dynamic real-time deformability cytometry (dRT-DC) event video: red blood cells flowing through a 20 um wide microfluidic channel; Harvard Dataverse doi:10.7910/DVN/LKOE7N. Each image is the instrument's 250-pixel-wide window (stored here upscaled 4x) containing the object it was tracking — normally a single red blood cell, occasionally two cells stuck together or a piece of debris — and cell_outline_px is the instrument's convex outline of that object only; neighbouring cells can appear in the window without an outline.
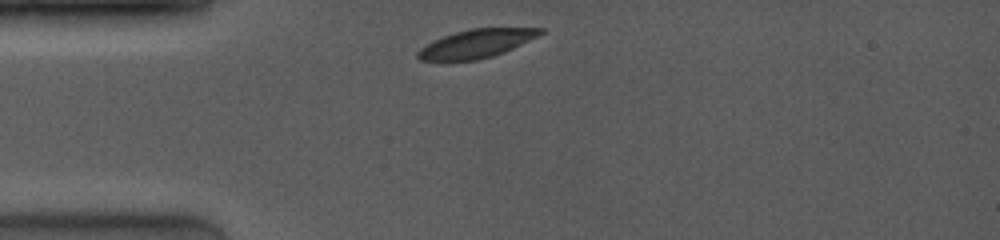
{"species": "common noctule bat (a hibernating species)", "species_latin": "Nyctalus noctula", "temperature_condition": "room temperature", "stored_images_in_passage": 5, "camera_frame_rate_fps": 4000, "um_per_image_px": 0.085, "animal": {"sex": "female", "body_mass_g": 19.0, "forearm_length_mm": 53.3}, "frame": {"image": 1, "passage_image": 1, "time_ms": 0.0, "image_size_px": [1000, 240], "cell_outline_px": [[544, 32], [504, 52], [492, 56], [476, 60], [420, 60], [416, 56], [416, 52], [420, 48], [432, 40], [456, 32], [472, 28], [544, 28]], "centroid_in_image_um": [40.44, 3.7], "position_along_channel_um": 44.6, "area_um2": 19.94}}